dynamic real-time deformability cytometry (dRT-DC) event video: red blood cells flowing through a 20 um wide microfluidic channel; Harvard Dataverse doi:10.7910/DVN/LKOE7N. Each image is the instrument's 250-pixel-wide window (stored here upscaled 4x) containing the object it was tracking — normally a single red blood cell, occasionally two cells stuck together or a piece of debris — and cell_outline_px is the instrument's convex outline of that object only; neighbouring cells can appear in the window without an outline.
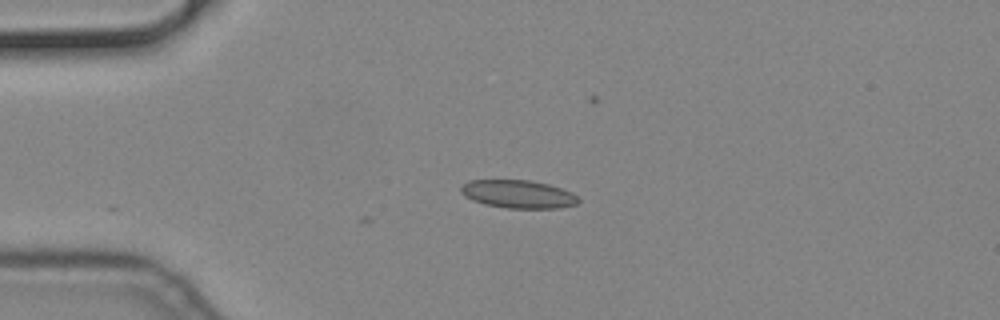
{"species": "common noctule bat (a hibernating species)", "species_latin": "Nyctalus noctula", "temperature_condition": "cold", "stored_images_in_passage": 2, "camera_frame_rate_fps": 3000, "um_per_image_px": 0.085, "animal": {"sex": "male", "body_mass_g": 19.2, "forearm_length_mm": 51.8}, "frame": {"image": 1, "passage_image": 2, "time_ms": 0.333, "image_size_px": [1000, 320], "cell_outline_px": [[580, 200], [576, 204], [560, 208], [508, 208], [484, 204], [472, 200], [464, 196], [460, 192], [460, 188], [468, 180], [532, 180], [548, 184], [572, 192]], "centroid_in_image_um": [44.03, 16.5], "position_along_channel_um": 41.0, "area_um2": 19.25}}